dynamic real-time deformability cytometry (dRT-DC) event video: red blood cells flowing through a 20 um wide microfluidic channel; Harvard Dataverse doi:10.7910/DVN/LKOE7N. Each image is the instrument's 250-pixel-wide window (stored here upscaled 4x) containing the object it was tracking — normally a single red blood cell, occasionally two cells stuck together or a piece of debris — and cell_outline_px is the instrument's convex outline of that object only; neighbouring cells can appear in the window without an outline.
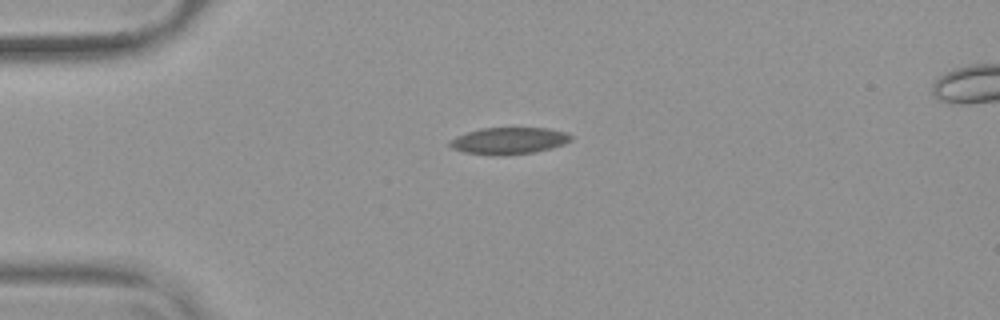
{"species": "common noctule bat (a hibernating species)", "species_latin": "Nyctalus noctula", "temperature_condition": "warm", "stored_images_in_passage": 42, "camera_frame_rate_fps": 3000, "um_per_image_px": 0.085, "animal": {"sex": "female", "body_mass_g": 19.9}, "frame": {"image": 1, "passage_image": 1, "time_ms": 0.0, "image_size_px": [1000, 320], "cell_outline_px": [[572, 140], [564, 144], [552, 148], [532, 152], [492, 156], [464, 152], [452, 148], [448, 144], [448, 140], [456, 136], [480, 128], [548, 128], [564, 132], [572, 136]], "centroid_in_image_um": [43.22, 11.96], "position_along_channel_um": 41.8, "area_um2": 18.9}}
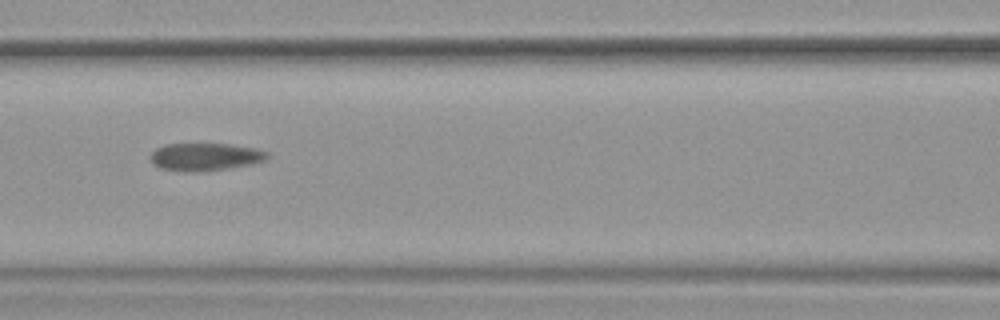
{"frame": {"image": 2, "passage_image": 12, "time_ms": 3.667, "image_size_px": [1000, 320], "cell_outline_px": [[268, 156], [264, 160], [252, 164], [228, 168], [196, 172], [188, 172], [160, 168], [152, 164], [152, 152], [156, 148], [164, 144], [228, 144], [256, 148], [268, 152]], "centroid_in_image_um": [17.43, 13.33], "position_along_channel_um": 149.2, "area_um2": 18.73}}
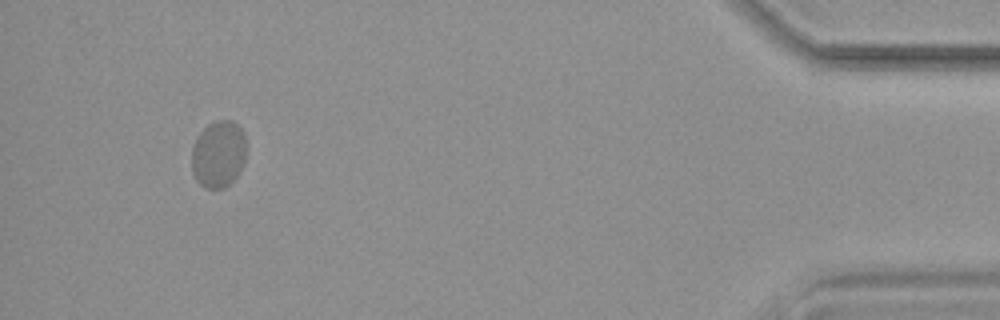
{"frame": {"image": 3, "passage_image": 39, "time_ms": 12.667, "image_size_px": [1000, 320], "cell_outline_px": [[244, 164], [240, 172], [224, 188], [204, 188], [196, 180], [192, 172], [192, 148], [200, 132], [208, 124], [216, 120], [232, 120], [244, 132]], "centroid_in_image_um": [18.55, 13.1], "position_along_channel_um": 416.6, "area_um2": 21.21}}